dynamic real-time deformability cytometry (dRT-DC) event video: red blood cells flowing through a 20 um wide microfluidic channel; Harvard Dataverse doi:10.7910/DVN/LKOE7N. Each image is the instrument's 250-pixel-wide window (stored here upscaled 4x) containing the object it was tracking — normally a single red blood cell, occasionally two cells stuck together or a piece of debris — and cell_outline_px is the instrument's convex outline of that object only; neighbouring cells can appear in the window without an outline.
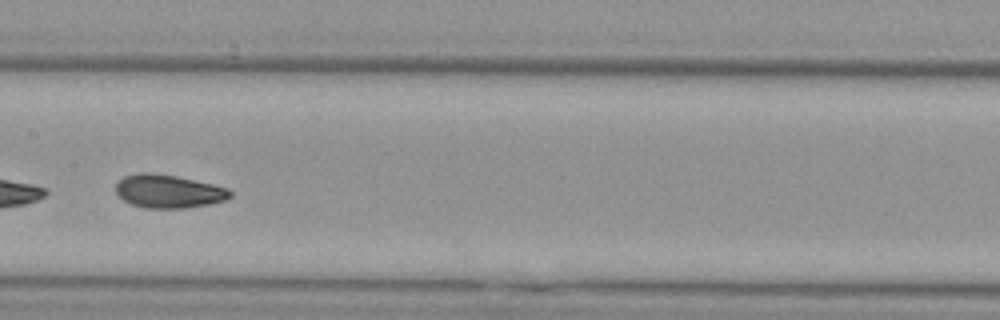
{"species": "Egyptian fruit bat (a non-hibernating species)", "species_latin": "Rousettus aegyptiacus", "temperature_condition": "cold", "stored_images_in_passage": 11, "camera_frame_rate_fps": 3000, "um_per_image_px": 0.085, "animal": {"sex": "female"}, "frame": {"image": 1, "passage_image": 4, "time_ms": 3.667, "image_size_px": [1000, 320], "cell_outline_px": [[232, 196], [224, 200], [208, 204], [184, 208], [144, 208], [132, 204], [124, 200], [116, 192], [116, 184], [124, 176], [140, 172], [152, 172], [176, 176], [212, 184], [228, 188], [232, 192]], "centroid_in_image_um": [14.31, 16.25], "position_along_channel_um": 193.1, "area_um2": 22.08}}
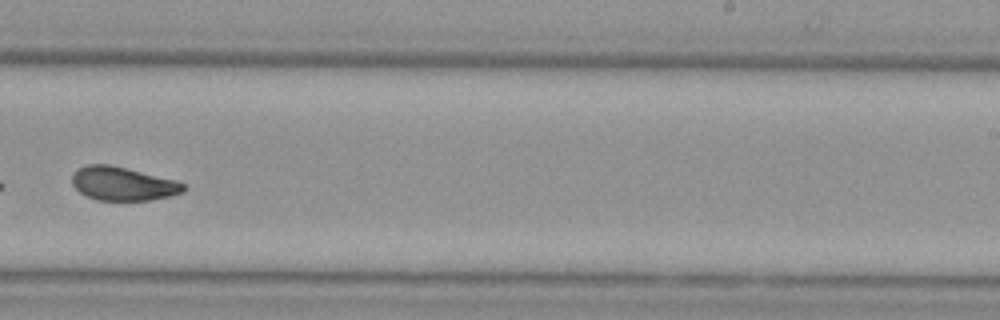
{"frame": {"image": 2, "passage_image": 6, "time_ms": 6.0, "image_size_px": [1000, 320], "cell_outline_px": [[184, 192], [168, 196], [148, 200], [96, 200], [80, 192], [72, 184], [72, 176], [80, 168], [88, 164], [108, 164], [176, 180], [184, 184]], "centroid_in_image_um": [10.44, 15.62], "position_along_channel_um": 278.6, "area_um2": 21.44}}
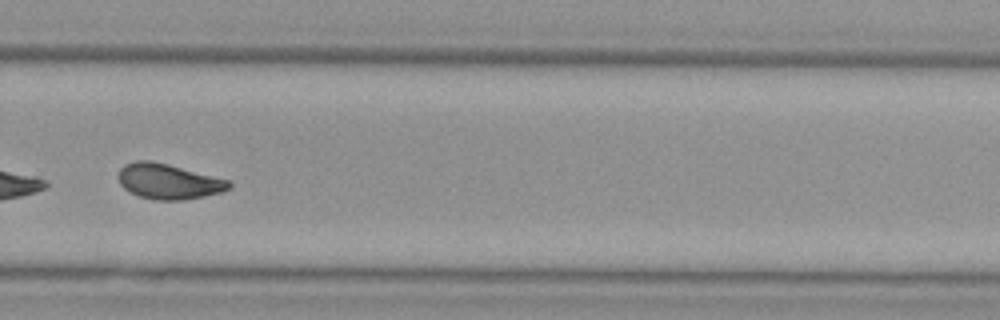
{"frame": {"image": 3, "passage_image": 7, "time_ms": 7.0, "image_size_px": [1000, 320], "cell_outline_px": [[232, 184], [228, 188], [220, 192], [204, 196], [184, 200], [156, 200], [140, 196], [124, 188], [120, 184], [120, 168], [124, 164], [136, 160], [152, 160], [168, 164], [228, 180]], "centroid_in_image_um": [14.3, 15.41], "position_along_channel_um": 315.5, "area_um2": 22.43}}